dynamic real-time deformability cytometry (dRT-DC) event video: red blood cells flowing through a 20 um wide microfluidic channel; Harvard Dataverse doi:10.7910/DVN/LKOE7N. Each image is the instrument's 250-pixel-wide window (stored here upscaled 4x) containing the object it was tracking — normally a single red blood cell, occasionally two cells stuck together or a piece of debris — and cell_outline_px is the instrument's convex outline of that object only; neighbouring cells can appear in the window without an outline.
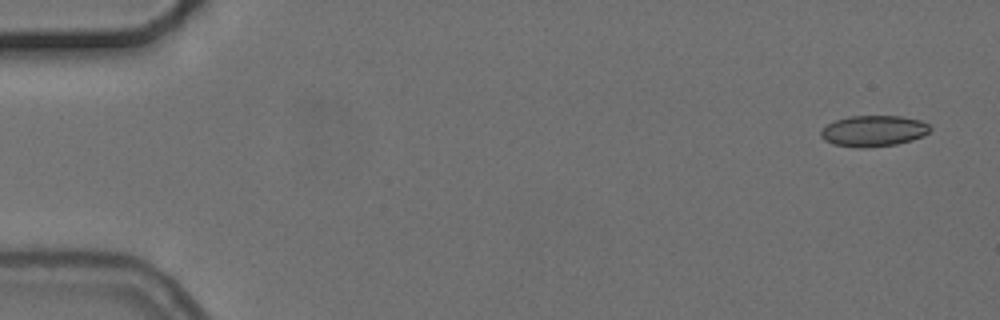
{"species": "common noctule bat (a hibernating species)", "species_latin": "Nyctalus noctula", "temperature_condition": "cold", "stored_images_in_passage": 6, "camera_frame_rate_fps": 3000, "um_per_image_px": 0.085, "animal": {"sex": "female", "body_mass_g": 24.6, "forearm_length_mm": 56.2}, "frame": {"image": 1, "passage_image": 1, "time_ms": 0.0, "image_size_px": [1000, 320], "cell_outline_px": [[932, 128], [924, 136], [912, 140], [896, 144], [864, 148], [856, 148], [832, 144], [824, 140], [820, 136], [820, 132], [828, 124], [836, 120], [848, 116], [900, 116], [920, 120], [928, 124]], "centroid_in_image_um": [74.25, 11.14], "position_along_channel_um": 10.8, "area_um2": 19.83}}
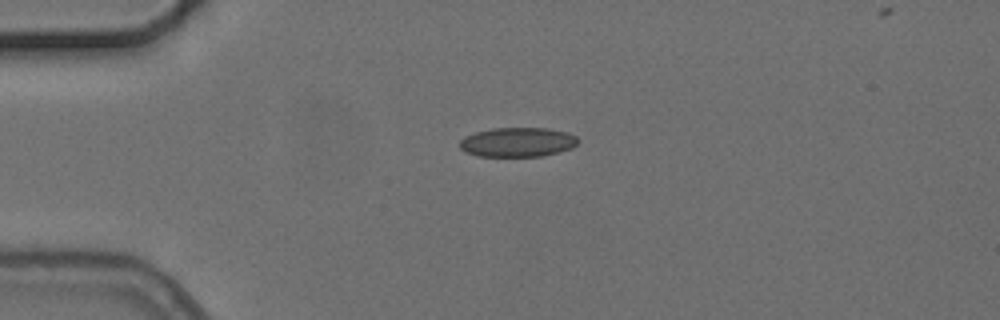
{"frame": {"image": 2, "passage_image": 4, "time_ms": 3.667, "image_size_px": [1000, 320], "cell_outline_px": [[580, 140], [572, 148], [560, 152], [540, 156], [476, 156], [464, 152], [460, 148], [460, 140], [464, 136], [476, 132], [492, 128], [548, 128], [568, 132], [576, 136]], "centroid_in_image_um": [44.0, 12.08], "position_along_channel_um": 41.0, "area_um2": 20.46}}